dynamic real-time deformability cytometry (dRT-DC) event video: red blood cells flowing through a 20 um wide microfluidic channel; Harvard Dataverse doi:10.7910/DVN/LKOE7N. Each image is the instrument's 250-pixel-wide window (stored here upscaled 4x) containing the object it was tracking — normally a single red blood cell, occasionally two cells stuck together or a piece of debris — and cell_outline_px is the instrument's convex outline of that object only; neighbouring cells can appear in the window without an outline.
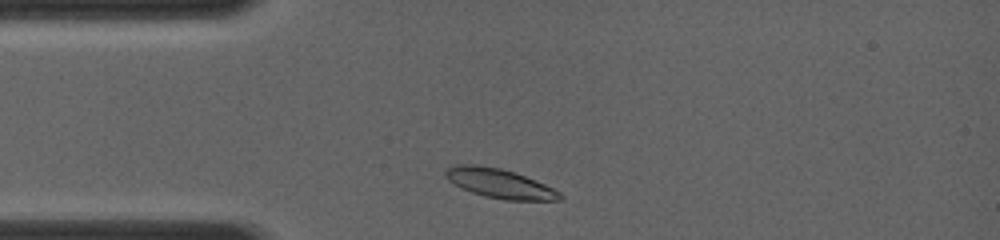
{"species": "common noctule bat (a hibernating species)", "species_latin": "Nyctalus noctula", "temperature_condition": "room temperature", "stored_images_in_passage": 9, "camera_frame_rate_fps": 4000, "um_per_image_px": 0.085, "animal": {"sex": "female", "body_mass_g": 19.0, "forearm_length_mm": 56.7}, "frame": {"image": 1, "passage_image": 2, "time_ms": 0.5, "image_size_px": [1000, 240], "cell_outline_px": [[564, 200], [504, 200], [484, 196], [472, 192], [448, 180], [444, 176], [444, 172], [448, 168], [456, 164], [476, 164], [500, 168], [524, 176], [544, 184], [560, 192], [564, 196]], "centroid_in_image_um": [42.47, 15.59], "position_along_channel_um": 42.5, "area_um2": 19.36}}
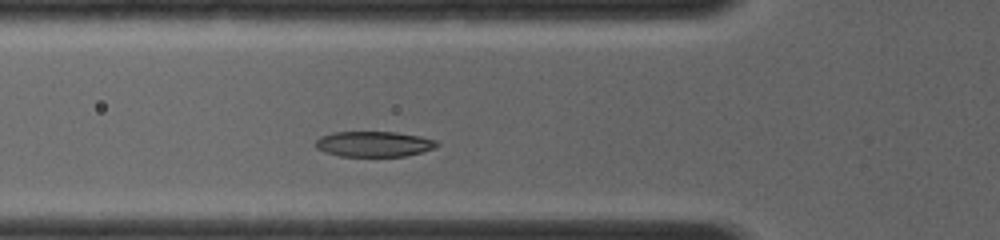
{"frame": {"image": 2, "passage_image": 6, "time_ms": 2.0, "image_size_px": [1000, 240], "cell_outline_px": [[440, 144], [436, 148], [404, 156], [340, 156], [324, 152], [316, 148], [316, 140], [320, 136], [332, 132], [396, 132], [420, 136], [436, 140]], "centroid_in_image_um": [31.78, 12.24], "position_along_channel_um": 94.0, "area_um2": 18.03}}
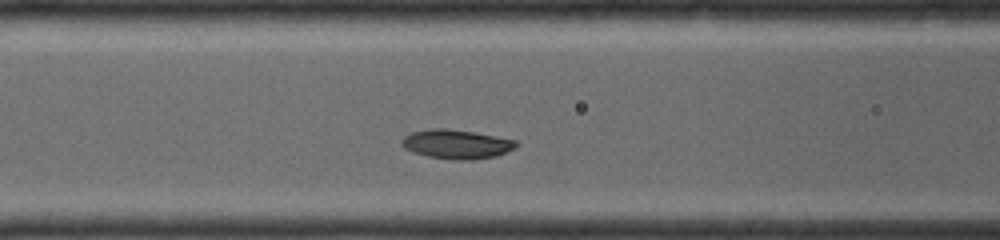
{"frame": {"image": 3, "passage_image": 8, "time_ms": 2.75, "image_size_px": [1000, 240], "cell_outline_px": [[516, 144], [512, 148], [496, 156], [472, 160], [452, 160], [428, 156], [412, 152], [404, 148], [400, 144], [400, 140], [404, 136], [412, 132], [432, 128], [444, 128], [472, 132], [496, 136], [516, 140]], "centroid_in_image_um": [38.73, 12.26], "position_along_channel_um": 127.9, "area_um2": 19.31}}